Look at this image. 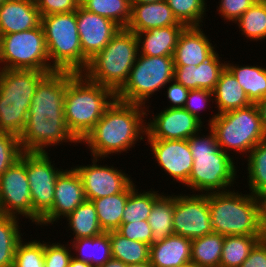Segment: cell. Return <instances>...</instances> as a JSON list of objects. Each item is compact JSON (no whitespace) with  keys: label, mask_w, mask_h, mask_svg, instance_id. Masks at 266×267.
Returning a JSON list of instances; mask_svg holds the SVG:
<instances>
[{"label":"cell","mask_w":266,"mask_h":267,"mask_svg":"<svg viewBox=\"0 0 266 267\" xmlns=\"http://www.w3.org/2000/svg\"><path fill=\"white\" fill-rule=\"evenodd\" d=\"M73 74L68 71H53L39 81L25 128L19 136L23 151L47 153V149L52 146L57 148L64 143L70 146L80 143L67 128L64 115L67 80Z\"/></svg>","instance_id":"1"},{"label":"cell","mask_w":266,"mask_h":267,"mask_svg":"<svg viewBox=\"0 0 266 267\" xmlns=\"http://www.w3.org/2000/svg\"><path fill=\"white\" fill-rule=\"evenodd\" d=\"M146 120L145 106L115 99L80 144L86 145L90 156L106 160L129 153L139 141H145Z\"/></svg>","instance_id":"2"},{"label":"cell","mask_w":266,"mask_h":267,"mask_svg":"<svg viewBox=\"0 0 266 267\" xmlns=\"http://www.w3.org/2000/svg\"><path fill=\"white\" fill-rule=\"evenodd\" d=\"M205 128L207 134L202 129L187 140L193 157V166L184 185L193 194L197 191L199 194H208L233 189L236 183L239 184L236 182L239 178L238 163L232 155L220 148L211 128Z\"/></svg>","instance_id":"3"},{"label":"cell","mask_w":266,"mask_h":267,"mask_svg":"<svg viewBox=\"0 0 266 267\" xmlns=\"http://www.w3.org/2000/svg\"><path fill=\"white\" fill-rule=\"evenodd\" d=\"M116 99L109 88L74 73L67 80L64 115L70 133L81 142Z\"/></svg>","instance_id":"4"},{"label":"cell","mask_w":266,"mask_h":267,"mask_svg":"<svg viewBox=\"0 0 266 267\" xmlns=\"http://www.w3.org/2000/svg\"><path fill=\"white\" fill-rule=\"evenodd\" d=\"M212 228L223 236L266 235L259 218L257 197L235 188L209 193Z\"/></svg>","instance_id":"5"},{"label":"cell","mask_w":266,"mask_h":267,"mask_svg":"<svg viewBox=\"0 0 266 267\" xmlns=\"http://www.w3.org/2000/svg\"><path fill=\"white\" fill-rule=\"evenodd\" d=\"M207 122L206 126L215 133L220 148L229 155L233 154L237 162L240 155L246 158L258 143L266 139L256 103L221 114H211Z\"/></svg>","instance_id":"6"},{"label":"cell","mask_w":266,"mask_h":267,"mask_svg":"<svg viewBox=\"0 0 266 267\" xmlns=\"http://www.w3.org/2000/svg\"><path fill=\"white\" fill-rule=\"evenodd\" d=\"M138 54L136 34L122 28L102 51L89 60L83 74L116 94L126 83Z\"/></svg>","instance_id":"7"},{"label":"cell","mask_w":266,"mask_h":267,"mask_svg":"<svg viewBox=\"0 0 266 267\" xmlns=\"http://www.w3.org/2000/svg\"><path fill=\"white\" fill-rule=\"evenodd\" d=\"M41 26L51 68L83 73L89 60L82 53L76 12L42 16Z\"/></svg>","instance_id":"8"},{"label":"cell","mask_w":266,"mask_h":267,"mask_svg":"<svg viewBox=\"0 0 266 267\" xmlns=\"http://www.w3.org/2000/svg\"><path fill=\"white\" fill-rule=\"evenodd\" d=\"M173 56L149 57L138 54L124 86L116 99L125 103L148 105L155 93L173 81Z\"/></svg>","instance_id":"9"},{"label":"cell","mask_w":266,"mask_h":267,"mask_svg":"<svg viewBox=\"0 0 266 267\" xmlns=\"http://www.w3.org/2000/svg\"><path fill=\"white\" fill-rule=\"evenodd\" d=\"M0 69L53 72L43 28L0 36Z\"/></svg>","instance_id":"10"},{"label":"cell","mask_w":266,"mask_h":267,"mask_svg":"<svg viewBox=\"0 0 266 267\" xmlns=\"http://www.w3.org/2000/svg\"><path fill=\"white\" fill-rule=\"evenodd\" d=\"M50 153L26 152V173L29 181L32 204V224L38 227L41 218L52 208L55 182L64 170L57 168Z\"/></svg>","instance_id":"11"},{"label":"cell","mask_w":266,"mask_h":267,"mask_svg":"<svg viewBox=\"0 0 266 267\" xmlns=\"http://www.w3.org/2000/svg\"><path fill=\"white\" fill-rule=\"evenodd\" d=\"M174 193V234L189 239L213 233L208 194Z\"/></svg>","instance_id":"12"},{"label":"cell","mask_w":266,"mask_h":267,"mask_svg":"<svg viewBox=\"0 0 266 267\" xmlns=\"http://www.w3.org/2000/svg\"><path fill=\"white\" fill-rule=\"evenodd\" d=\"M0 210L2 214L23 217L32 223V204L26 173V151L0 176ZM31 220V221H30Z\"/></svg>","instance_id":"13"},{"label":"cell","mask_w":266,"mask_h":267,"mask_svg":"<svg viewBox=\"0 0 266 267\" xmlns=\"http://www.w3.org/2000/svg\"><path fill=\"white\" fill-rule=\"evenodd\" d=\"M102 160L103 158L92 157L91 164L72 165L82 180L86 200L91 201L119 194L134 180L129 174L121 169L119 170L113 164L112 166L104 164V162L101 164Z\"/></svg>","instance_id":"14"},{"label":"cell","mask_w":266,"mask_h":267,"mask_svg":"<svg viewBox=\"0 0 266 267\" xmlns=\"http://www.w3.org/2000/svg\"><path fill=\"white\" fill-rule=\"evenodd\" d=\"M149 105L146 106L147 118L152 114L151 118L146 120L145 139L188 140L206 126L183 107L166 108L165 106L155 114L150 108V103Z\"/></svg>","instance_id":"15"},{"label":"cell","mask_w":266,"mask_h":267,"mask_svg":"<svg viewBox=\"0 0 266 267\" xmlns=\"http://www.w3.org/2000/svg\"><path fill=\"white\" fill-rule=\"evenodd\" d=\"M150 147V152L162 172L164 171L169 179L173 180L170 184L188 181L193 166V157L187 140H161L145 139ZM175 182V183H173Z\"/></svg>","instance_id":"16"},{"label":"cell","mask_w":266,"mask_h":267,"mask_svg":"<svg viewBox=\"0 0 266 267\" xmlns=\"http://www.w3.org/2000/svg\"><path fill=\"white\" fill-rule=\"evenodd\" d=\"M71 168V169H70ZM64 169L55 182L52 208L41 218L38 226H52L64 220L86 200L82 180L75 168ZM52 224V225H50Z\"/></svg>","instance_id":"17"},{"label":"cell","mask_w":266,"mask_h":267,"mask_svg":"<svg viewBox=\"0 0 266 267\" xmlns=\"http://www.w3.org/2000/svg\"><path fill=\"white\" fill-rule=\"evenodd\" d=\"M75 12L82 53L91 60L122 28L111 19L87 11L81 5Z\"/></svg>","instance_id":"18"},{"label":"cell","mask_w":266,"mask_h":267,"mask_svg":"<svg viewBox=\"0 0 266 267\" xmlns=\"http://www.w3.org/2000/svg\"><path fill=\"white\" fill-rule=\"evenodd\" d=\"M201 26H188L181 32L173 54L174 66H198L208 60L217 49ZM216 46V47H215Z\"/></svg>","instance_id":"19"},{"label":"cell","mask_w":266,"mask_h":267,"mask_svg":"<svg viewBox=\"0 0 266 267\" xmlns=\"http://www.w3.org/2000/svg\"><path fill=\"white\" fill-rule=\"evenodd\" d=\"M49 72L0 69V102L31 105L36 86Z\"/></svg>","instance_id":"20"},{"label":"cell","mask_w":266,"mask_h":267,"mask_svg":"<svg viewBox=\"0 0 266 267\" xmlns=\"http://www.w3.org/2000/svg\"><path fill=\"white\" fill-rule=\"evenodd\" d=\"M41 18L34 0H5L0 4V36L39 27Z\"/></svg>","instance_id":"21"},{"label":"cell","mask_w":266,"mask_h":267,"mask_svg":"<svg viewBox=\"0 0 266 267\" xmlns=\"http://www.w3.org/2000/svg\"><path fill=\"white\" fill-rule=\"evenodd\" d=\"M131 5V19L126 29L135 34L150 28L185 26L177 21L165 0Z\"/></svg>","instance_id":"22"},{"label":"cell","mask_w":266,"mask_h":267,"mask_svg":"<svg viewBox=\"0 0 266 267\" xmlns=\"http://www.w3.org/2000/svg\"><path fill=\"white\" fill-rule=\"evenodd\" d=\"M192 240L170 235L162 242L150 246L149 262L153 267H180L191 262Z\"/></svg>","instance_id":"23"},{"label":"cell","mask_w":266,"mask_h":267,"mask_svg":"<svg viewBox=\"0 0 266 267\" xmlns=\"http://www.w3.org/2000/svg\"><path fill=\"white\" fill-rule=\"evenodd\" d=\"M185 27L166 26L136 33L139 54L149 57L173 56L178 38Z\"/></svg>","instance_id":"24"},{"label":"cell","mask_w":266,"mask_h":267,"mask_svg":"<svg viewBox=\"0 0 266 267\" xmlns=\"http://www.w3.org/2000/svg\"><path fill=\"white\" fill-rule=\"evenodd\" d=\"M215 113L221 114L230 110L244 108L252 104L236 78L225 67L220 73L218 82L212 91Z\"/></svg>","instance_id":"25"},{"label":"cell","mask_w":266,"mask_h":267,"mask_svg":"<svg viewBox=\"0 0 266 267\" xmlns=\"http://www.w3.org/2000/svg\"><path fill=\"white\" fill-rule=\"evenodd\" d=\"M226 68L236 78L252 103L266 97V65H239L226 61Z\"/></svg>","instance_id":"26"},{"label":"cell","mask_w":266,"mask_h":267,"mask_svg":"<svg viewBox=\"0 0 266 267\" xmlns=\"http://www.w3.org/2000/svg\"><path fill=\"white\" fill-rule=\"evenodd\" d=\"M69 244L73 251L72 257L89 263L93 267L103 266L112 258L108 232H104L96 237L71 240Z\"/></svg>","instance_id":"27"},{"label":"cell","mask_w":266,"mask_h":267,"mask_svg":"<svg viewBox=\"0 0 266 267\" xmlns=\"http://www.w3.org/2000/svg\"><path fill=\"white\" fill-rule=\"evenodd\" d=\"M174 194H161L155 199L147 222L152 230V244L162 242L174 234Z\"/></svg>","instance_id":"28"},{"label":"cell","mask_w":266,"mask_h":267,"mask_svg":"<svg viewBox=\"0 0 266 267\" xmlns=\"http://www.w3.org/2000/svg\"><path fill=\"white\" fill-rule=\"evenodd\" d=\"M64 219L66 223L68 222L65 230L72 231L68 232L73 235L70 240L96 237L104 233L99 224L95 206L90 200H85Z\"/></svg>","instance_id":"29"},{"label":"cell","mask_w":266,"mask_h":267,"mask_svg":"<svg viewBox=\"0 0 266 267\" xmlns=\"http://www.w3.org/2000/svg\"><path fill=\"white\" fill-rule=\"evenodd\" d=\"M129 186L121 193L91 200L95 206L99 224L104 232L116 231L122 224Z\"/></svg>","instance_id":"30"},{"label":"cell","mask_w":266,"mask_h":267,"mask_svg":"<svg viewBox=\"0 0 266 267\" xmlns=\"http://www.w3.org/2000/svg\"><path fill=\"white\" fill-rule=\"evenodd\" d=\"M223 242L224 236L215 232L192 239L191 262L199 267H219Z\"/></svg>","instance_id":"31"},{"label":"cell","mask_w":266,"mask_h":267,"mask_svg":"<svg viewBox=\"0 0 266 267\" xmlns=\"http://www.w3.org/2000/svg\"><path fill=\"white\" fill-rule=\"evenodd\" d=\"M108 235L112 258L121 260L126 265L149 261L150 245L125 238L117 231H109Z\"/></svg>","instance_id":"32"},{"label":"cell","mask_w":266,"mask_h":267,"mask_svg":"<svg viewBox=\"0 0 266 267\" xmlns=\"http://www.w3.org/2000/svg\"><path fill=\"white\" fill-rule=\"evenodd\" d=\"M20 219L5 214L0 215V267H13L17 244L25 234L21 232L23 228Z\"/></svg>","instance_id":"33"},{"label":"cell","mask_w":266,"mask_h":267,"mask_svg":"<svg viewBox=\"0 0 266 267\" xmlns=\"http://www.w3.org/2000/svg\"><path fill=\"white\" fill-rule=\"evenodd\" d=\"M266 235L224 236L219 267H240L251 249Z\"/></svg>","instance_id":"34"},{"label":"cell","mask_w":266,"mask_h":267,"mask_svg":"<svg viewBox=\"0 0 266 267\" xmlns=\"http://www.w3.org/2000/svg\"><path fill=\"white\" fill-rule=\"evenodd\" d=\"M136 187L134 182L129 185V197L124 207L122 223L147 220L155 199L161 194L154 187L149 191L142 190L143 192Z\"/></svg>","instance_id":"35"},{"label":"cell","mask_w":266,"mask_h":267,"mask_svg":"<svg viewBox=\"0 0 266 267\" xmlns=\"http://www.w3.org/2000/svg\"><path fill=\"white\" fill-rule=\"evenodd\" d=\"M80 5L92 13L114 21L126 28L131 19V0H80Z\"/></svg>","instance_id":"36"},{"label":"cell","mask_w":266,"mask_h":267,"mask_svg":"<svg viewBox=\"0 0 266 267\" xmlns=\"http://www.w3.org/2000/svg\"><path fill=\"white\" fill-rule=\"evenodd\" d=\"M247 159V160H246ZM246 160L249 193L257 195L266 189V139L258 143L243 159Z\"/></svg>","instance_id":"37"},{"label":"cell","mask_w":266,"mask_h":267,"mask_svg":"<svg viewBox=\"0 0 266 267\" xmlns=\"http://www.w3.org/2000/svg\"><path fill=\"white\" fill-rule=\"evenodd\" d=\"M239 33L251 42L265 41L266 39V3H253L241 17L234 22ZM241 31V32H240Z\"/></svg>","instance_id":"38"},{"label":"cell","mask_w":266,"mask_h":267,"mask_svg":"<svg viewBox=\"0 0 266 267\" xmlns=\"http://www.w3.org/2000/svg\"><path fill=\"white\" fill-rule=\"evenodd\" d=\"M179 23L188 26H201L207 18V0H165ZM207 9V10H206ZM204 20V22H203Z\"/></svg>","instance_id":"39"},{"label":"cell","mask_w":266,"mask_h":267,"mask_svg":"<svg viewBox=\"0 0 266 267\" xmlns=\"http://www.w3.org/2000/svg\"><path fill=\"white\" fill-rule=\"evenodd\" d=\"M29 108L25 103L0 102V132L19 137L25 128Z\"/></svg>","instance_id":"40"},{"label":"cell","mask_w":266,"mask_h":267,"mask_svg":"<svg viewBox=\"0 0 266 267\" xmlns=\"http://www.w3.org/2000/svg\"><path fill=\"white\" fill-rule=\"evenodd\" d=\"M40 241L22 239L15 250L13 267H44V240Z\"/></svg>","instance_id":"41"},{"label":"cell","mask_w":266,"mask_h":267,"mask_svg":"<svg viewBox=\"0 0 266 267\" xmlns=\"http://www.w3.org/2000/svg\"><path fill=\"white\" fill-rule=\"evenodd\" d=\"M226 61L216 51L208 60L196 67V89L213 91L220 73L225 69Z\"/></svg>","instance_id":"42"},{"label":"cell","mask_w":266,"mask_h":267,"mask_svg":"<svg viewBox=\"0 0 266 267\" xmlns=\"http://www.w3.org/2000/svg\"><path fill=\"white\" fill-rule=\"evenodd\" d=\"M19 137L15 134L0 132V176L22 155Z\"/></svg>","instance_id":"43"},{"label":"cell","mask_w":266,"mask_h":267,"mask_svg":"<svg viewBox=\"0 0 266 267\" xmlns=\"http://www.w3.org/2000/svg\"><path fill=\"white\" fill-rule=\"evenodd\" d=\"M56 242L44 241V265L46 267H69L73 255L69 241L67 244Z\"/></svg>","instance_id":"44"},{"label":"cell","mask_w":266,"mask_h":267,"mask_svg":"<svg viewBox=\"0 0 266 267\" xmlns=\"http://www.w3.org/2000/svg\"><path fill=\"white\" fill-rule=\"evenodd\" d=\"M213 103V94L210 90L205 89H194L189 90L185 106V108L191 115L195 116L199 121H201L203 124L205 123V120L203 114H201L203 111L205 113V109L208 105L211 106ZM211 104V105H210ZM204 109V110H203ZM201 116V117H200ZM203 118V119H202Z\"/></svg>","instance_id":"45"},{"label":"cell","mask_w":266,"mask_h":267,"mask_svg":"<svg viewBox=\"0 0 266 267\" xmlns=\"http://www.w3.org/2000/svg\"><path fill=\"white\" fill-rule=\"evenodd\" d=\"M123 237L152 245V230L147 220L122 223L116 230Z\"/></svg>","instance_id":"46"},{"label":"cell","mask_w":266,"mask_h":267,"mask_svg":"<svg viewBox=\"0 0 266 267\" xmlns=\"http://www.w3.org/2000/svg\"><path fill=\"white\" fill-rule=\"evenodd\" d=\"M252 0H219L217 14L223 18V21L233 23L253 5Z\"/></svg>","instance_id":"47"},{"label":"cell","mask_w":266,"mask_h":267,"mask_svg":"<svg viewBox=\"0 0 266 267\" xmlns=\"http://www.w3.org/2000/svg\"><path fill=\"white\" fill-rule=\"evenodd\" d=\"M41 16L76 11L80 0H34Z\"/></svg>","instance_id":"48"},{"label":"cell","mask_w":266,"mask_h":267,"mask_svg":"<svg viewBox=\"0 0 266 267\" xmlns=\"http://www.w3.org/2000/svg\"><path fill=\"white\" fill-rule=\"evenodd\" d=\"M168 85V87H167ZM165 86L166 92L165 96H167V100L170 103L166 108H182L185 106L187 95L189 92L188 88H185L181 84L175 82L174 80L169 82Z\"/></svg>","instance_id":"49"},{"label":"cell","mask_w":266,"mask_h":267,"mask_svg":"<svg viewBox=\"0 0 266 267\" xmlns=\"http://www.w3.org/2000/svg\"><path fill=\"white\" fill-rule=\"evenodd\" d=\"M240 267H266V236L255 244Z\"/></svg>","instance_id":"50"},{"label":"cell","mask_w":266,"mask_h":267,"mask_svg":"<svg viewBox=\"0 0 266 267\" xmlns=\"http://www.w3.org/2000/svg\"><path fill=\"white\" fill-rule=\"evenodd\" d=\"M173 80L189 90L196 89V66H174Z\"/></svg>","instance_id":"51"},{"label":"cell","mask_w":266,"mask_h":267,"mask_svg":"<svg viewBox=\"0 0 266 267\" xmlns=\"http://www.w3.org/2000/svg\"><path fill=\"white\" fill-rule=\"evenodd\" d=\"M259 204V218L266 231V189L256 195Z\"/></svg>","instance_id":"52"},{"label":"cell","mask_w":266,"mask_h":267,"mask_svg":"<svg viewBox=\"0 0 266 267\" xmlns=\"http://www.w3.org/2000/svg\"><path fill=\"white\" fill-rule=\"evenodd\" d=\"M258 109H259V112H260V116H261V123H262V127H263V130L266 134V97L259 100L257 103H256Z\"/></svg>","instance_id":"53"},{"label":"cell","mask_w":266,"mask_h":267,"mask_svg":"<svg viewBox=\"0 0 266 267\" xmlns=\"http://www.w3.org/2000/svg\"><path fill=\"white\" fill-rule=\"evenodd\" d=\"M100 267H127L121 260L114 258L109 259L103 266Z\"/></svg>","instance_id":"54"},{"label":"cell","mask_w":266,"mask_h":267,"mask_svg":"<svg viewBox=\"0 0 266 267\" xmlns=\"http://www.w3.org/2000/svg\"><path fill=\"white\" fill-rule=\"evenodd\" d=\"M69 267H93L89 263L77 260L74 257L71 258Z\"/></svg>","instance_id":"55"},{"label":"cell","mask_w":266,"mask_h":267,"mask_svg":"<svg viewBox=\"0 0 266 267\" xmlns=\"http://www.w3.org/2000/svg\"><path fill=\"white\" fill-rule=\"evenodd\" d=\"M127 267H153V265L149 261H147V262H143V263L127 265Z\"/></svg>","instance_id":"56"},{"label":"cell","mask_w":266,"mask_h":267,"mask_svg":"<svg viewBox=\"0 0 266 267\" xmlns=\"http://www.w3.org/2000/svg\"><path fill=\"white\" fill-rule=\"evenodd\" d=\"M162 0H131V4H143V3H153V2H159Z\"/></svg>","instance_id":"57"},{"label":"cell","mask_w":266,"mask_h":267,"mask_svg":"<svg viewBox=\"0 0 266 267\" xmlns=\"http://www.w3.org/2000/svg\"><path fill=\"white\" fill-rule=\"evenodd\" d=\"M180 267H199V266H197L196 264H194V263L190 262V263H188V264H185V265H183V266H180Z\"/></svg>","instance_id":"58"},{"label":"cell","mask_w":266,"mask_h":267,"mask_svg":"<svg viewBox=\"0 0 266 267\" xmlns=\"http://www.w3.org/2000/svg\"><path fill=\"white\" fill-rule=\"evenodd\" d=\"M254 3H265L266 0H252Z\"/></svg>","instance_id":"59"}]
</instances>
